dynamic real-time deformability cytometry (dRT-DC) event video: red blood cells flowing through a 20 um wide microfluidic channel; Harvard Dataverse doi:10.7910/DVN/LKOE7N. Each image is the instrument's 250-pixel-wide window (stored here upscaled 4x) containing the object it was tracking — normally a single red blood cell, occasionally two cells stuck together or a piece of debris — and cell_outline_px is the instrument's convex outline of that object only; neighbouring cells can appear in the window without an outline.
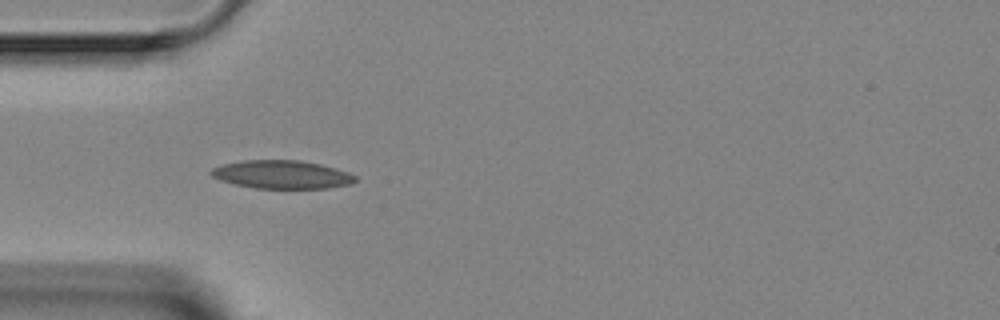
{"species": "Egyptian fruit bat (a non-hibernating species)", "species_latin": "Rousettus aegyptiacus", "temperature_condition": "room temperature", "stored_images_in_passage": 4, "camera_frame_rate_fps": 3000, "um_per_image_px": 0.085, "animal": {"sex": "female"}, "frame": {"image": 1, "passage_image": 2, "time_ms": 1.0, "image_size_px": [1000, 320], "cell_outline_px": [[356, 180], [352, 184], [328, 188], [256, 188], [236, 184], [220, 180], [212, 176], [208, 172], [212, 168], [224, 164], [244, 160], [300, 160], [320, 164], [336, 168], [348, 172], [356, 176]], "centroid_in_image_um": [23.98, 14.83], "position_along_channel_um": 61.0, "area_um2": 23.7}}
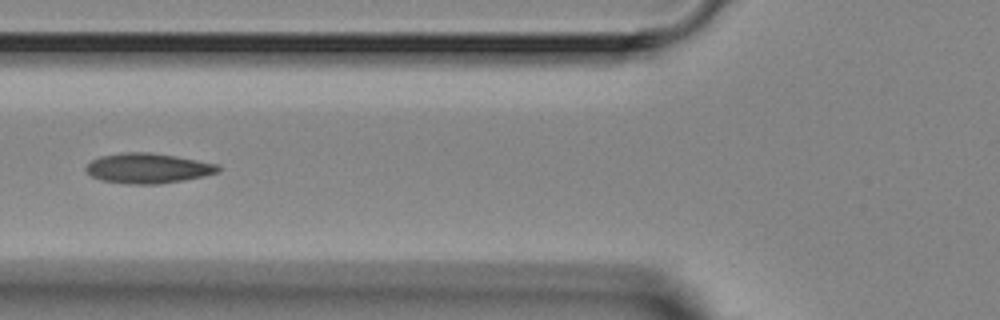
{"frame": {"image": 2, "passage_image": 3, "time_ms": 2.333, "image_size_px": [1000, 320], "cell_outline_px": [[220, 172], [204, 176], [184, 180], [156, 184], [128, 184], [104, 180], [92, 176], [84, 168], [92, 160], [100, 156], [124, 152], [148, 152], [176, 156], [220, 164]], "centroid_in_image_um": [12.62, 14.29], "position_along_channel_um": 113.2, "area_um2": 23.12}}
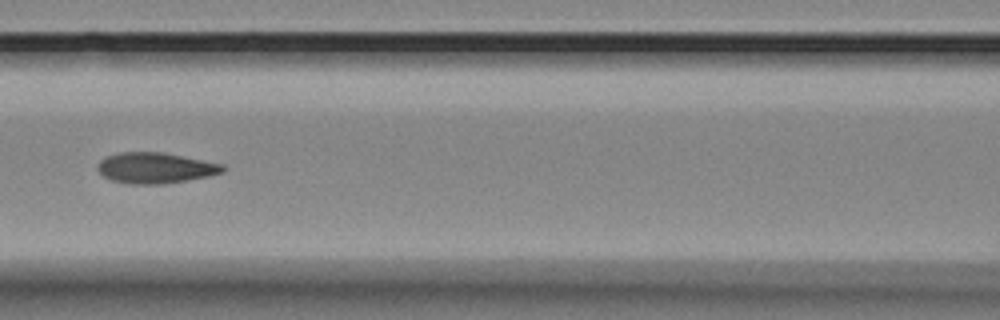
{"frame": {"image": 3, "passage_image": 4, "time_ms": 3.333, "image_size_px": [1000, 320], "cell_outline_px": [[228, 168], [224, 172], [208, 176], [164, 184], [128, 184], [112, 180], [104, 176], [96, 168], [100, 160], [104, 156], [120, 152], [164, 152], [224, 164]], "centroid_in_image_um": [13.22, 14.26], "position_along_channel_um": 153.4, "area_um2": 22.66}}